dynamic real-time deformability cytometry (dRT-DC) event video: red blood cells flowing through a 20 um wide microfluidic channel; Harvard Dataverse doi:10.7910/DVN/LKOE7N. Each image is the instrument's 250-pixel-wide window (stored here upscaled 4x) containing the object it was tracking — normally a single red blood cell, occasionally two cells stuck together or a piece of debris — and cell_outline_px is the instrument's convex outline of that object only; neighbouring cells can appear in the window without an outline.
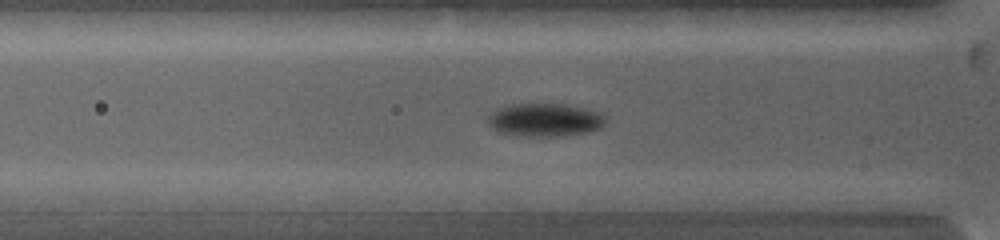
{"species": "common noctule bat (a hibernating species)", "species_latin": "Nyctalus noctula", "temperature_condition": "warm", "stored_images_in_passage": 72, "camera_frame_rate_fps": 5000, "um_per_image_px": 0.085, "animal": {"sex": "female", "body_mass_g": 19.0, "forearm_length_mm": 53.3}, "frame": {"image": 1, "passage_image": 12, "time_ms": 3.0, "image_size_px": [1000, 240], "cell_outline_px": [[604, 124], [600, 128], [588, 132], [564, 136], [516, 136], [496, 132], [488, 124], [488, 116], [496, 108], [508, 104], [568, 104], [600, 112], [604, 116]], "centroid_in_image_um": [46.27, 10.2], "position_along_channel_um": 79.5, "area_um2": 23.06}}
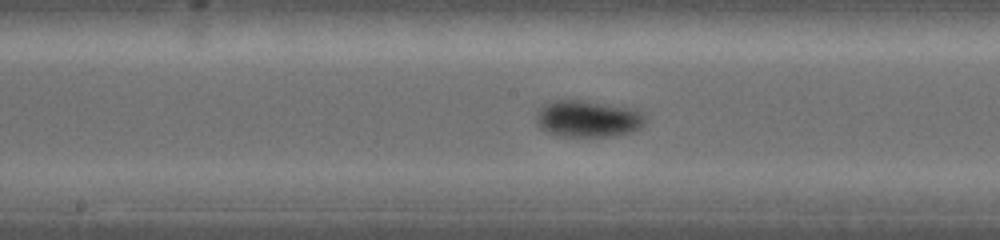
{"frame": {"image": 2, "passage_image": 26, "time_ms": 6.0, "image_size_px": [1000, 240], "cell_outline_px": [[644, 124], [640, 128], [632, 132], [612, 136], [556, 136], [540, 128], [536, 124], [536, 112], [548, 100], [564, 96], [640, 108], [644, 112]], "centroid_in_image_um": [49.95, 10.02], "position_along_channel_um": 198.2, "area_um2": 24.74}}
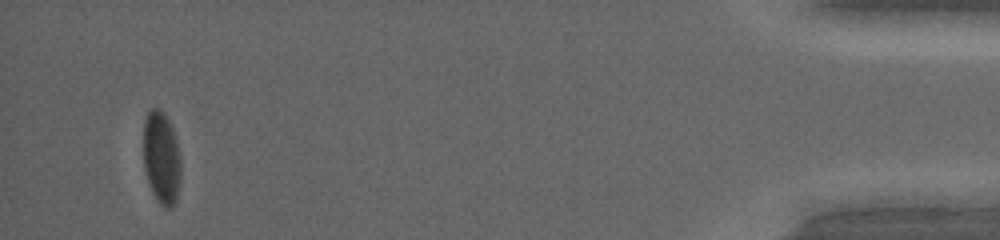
{"frame": {"image": 3, "passage_image": 65, "time_ms": 14.4, "image_size_px": [1000, 240], "cell_outline_px": [[180, 184], [176, 200], [168, 208], [164, 208], [160, 204], [152, 192], [148, 184], [144, 168], [144, 120], [148, 112], [152, 108], [160, 108], [164, 112], [172, 128], [176, 140], [180, 156]], "centroid_in_image_um": [13.72, 13.41], "position_along_channel_um": 421.5, "area_um2": 20.23}, "authors_computed_cell_mechanics": {"area_um2": 21.386, "velocity_mm_per_s": 3.9627, "shape_relaxation_time_tau1_ms": 3.02, "shape_relaxation_time_tau2_ms": null, "deformation_change_tau1": 0.106, "deformation_change_tau2": null}}